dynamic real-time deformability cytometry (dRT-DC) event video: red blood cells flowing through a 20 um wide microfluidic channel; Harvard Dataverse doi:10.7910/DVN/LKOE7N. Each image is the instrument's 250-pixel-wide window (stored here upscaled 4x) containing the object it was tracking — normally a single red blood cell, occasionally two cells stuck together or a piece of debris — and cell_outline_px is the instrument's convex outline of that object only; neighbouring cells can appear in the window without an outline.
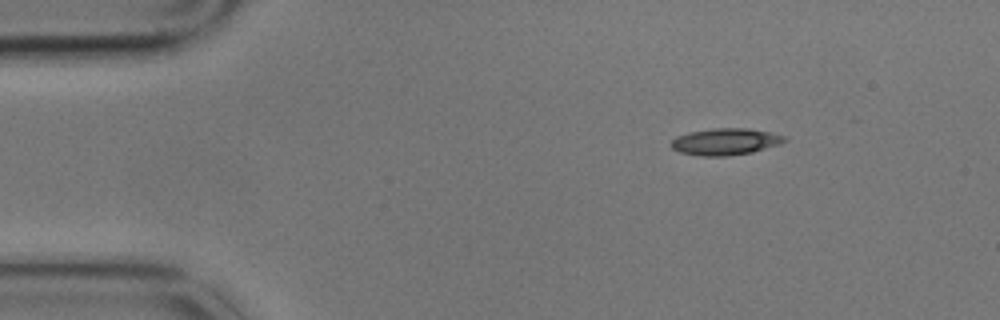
{"species": "common noctule bat (a hibernating species)", "species_latin": "Nyctalus noctula", "temperature_condition": "cold", "stored_images_in_passage": 3, "camera_frame_rate_fps": 3000, "um_per_image_px": 0.085, "animal": {"sex": "male", "body_mass_g": 17.9}, "frame": {"image": 1, "passage_image": 1, "time_ms": 0.0, "image_size_px": [1000, 320], "cell_outline_px": [[788, 140], [780, 144], [752, 152], [724, 156], [700, 156], [680, 152], [672, 148], [672, 140], [676, 136], [688, 132], [712, 128], [748, 128], [788, 136]], "centroid_in_image_um": [61.68, 12.03], "position_along_channel_um": 23.3, "area_um2": 17.69}}